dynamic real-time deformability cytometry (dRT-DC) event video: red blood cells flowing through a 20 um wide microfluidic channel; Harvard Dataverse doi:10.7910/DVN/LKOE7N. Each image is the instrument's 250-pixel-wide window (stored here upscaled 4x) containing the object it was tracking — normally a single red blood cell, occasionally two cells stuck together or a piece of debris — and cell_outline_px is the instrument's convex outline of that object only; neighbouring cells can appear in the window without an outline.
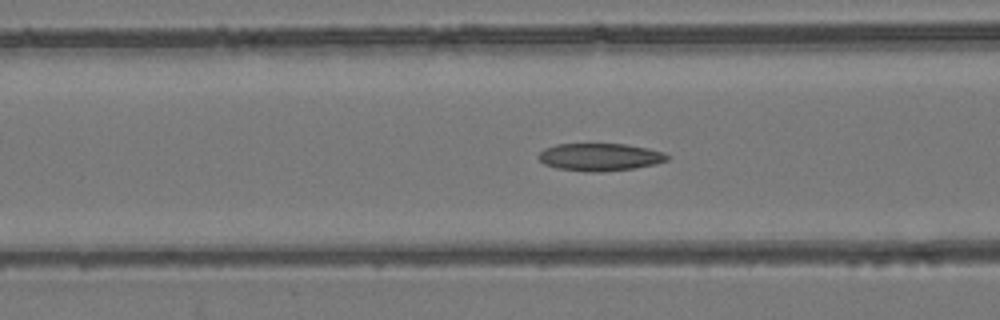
{"species": "common noctule bat (a hibernating species)", "species_latin": "Nyctalus noctula", "temperature_condition": "room temperature", "stored_images_in_passage": 54, "camera_frame_rate_fps": 3000, "um_per_image_px": 0.085, "animal": {"sex": "female", "body_mass_g": 24.6, "forearm_length_mm": 56.2}, "frame": {"image": 1, "passage_image": 22, "time_ms": 7.0, "image_size_px": [1000, 320], "cell_outline_px": [[668, 160], [656, 164], [636, 168], [600, 172], [588, 172], [556, 168], [544, 164], [536, 156], [544, 148], [556, 144], [624, 144], [648, 148], [664, 152], [668, 156]], "centroid_in_image_um": [50.98, 13.35], "position_along_channel_um": 115.6, "area_um2": 20.81}}
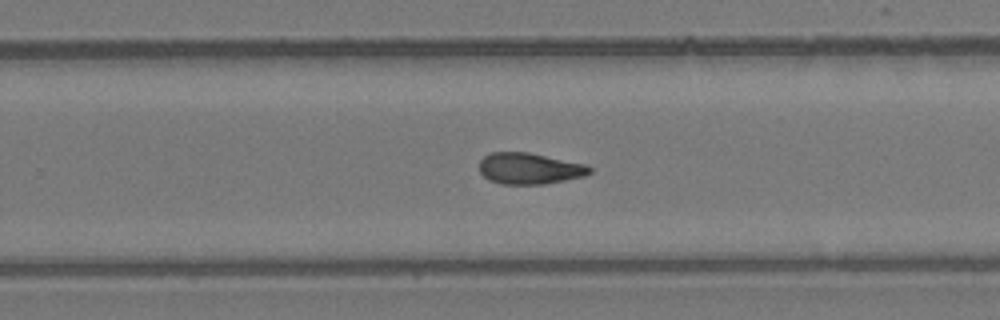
{"frame": {"image": 2, "passage_image": 35, "time_ms": 11.333, "image_size_px": [1000, 320], "cell_outline_px": [[592, 172], [584, 176], [544, 184], [500, 184], [488, 180], [480, 172], [480, 160], [484, 156], [492, 152], [528, 152], [588, 164], [592, 168]], "centroid_in_image_um": [45.02, 14.32], "position_along_channel_um": 284.8, "area_um2": 20.23}}
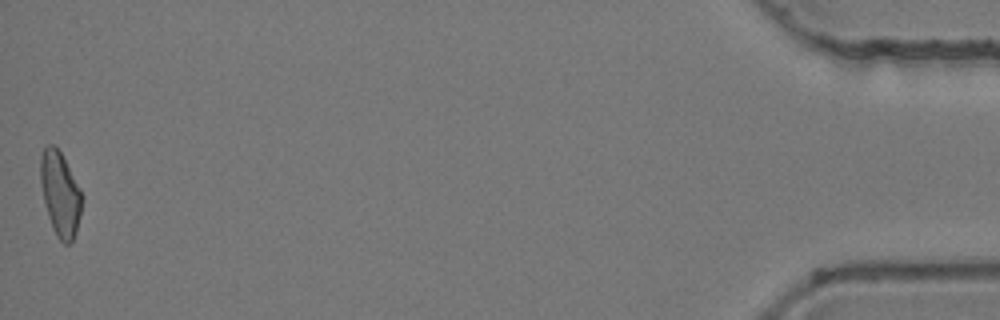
{"frame": {"image": 3, "passage_image": 54, "time_ms": 17.667, "image_size_px": [1000, 320], "cell_outline_px": [[84, 200], [76, 232], [72, 240], [68, 244], [64, 244], [56, 236], [52, 228], [48, 216], [40, 184], [40, 156], [44, 148], [48, 144], [52, 144], [60, 152], [80, 188]], "centroid_in_image_um": [5.12, 16.5], "position_along_channel_um": 430.1, "area_um2": 20.4}, "authors_computed_cell_mechanics": {"area_um2": 20.4612, "velocity_mm_per_s": 3.9139, "shape_relaxation_time_tau1_ms": null, "shape_relaxation_time_tau2_ms": 4.2021, "deformation_change_tau1": null, "deformation_change_tau2": 0.1203}}